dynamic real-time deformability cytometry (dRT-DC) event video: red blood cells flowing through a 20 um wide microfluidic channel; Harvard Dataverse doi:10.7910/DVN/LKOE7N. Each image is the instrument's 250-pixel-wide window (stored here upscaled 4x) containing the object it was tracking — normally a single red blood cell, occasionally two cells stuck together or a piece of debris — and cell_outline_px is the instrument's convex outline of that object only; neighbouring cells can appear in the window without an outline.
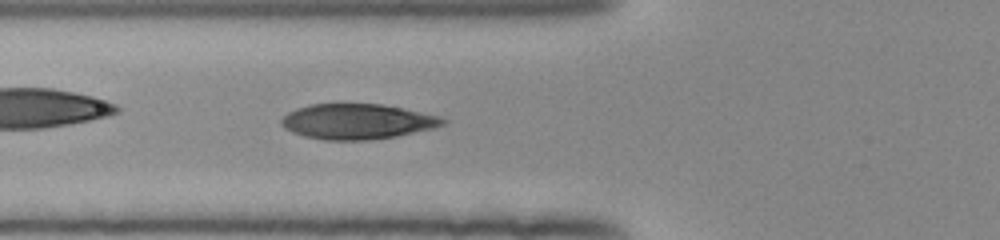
{"species": "human", "species_latin": "Homo sapiens", "temperature_condition": "room temperature", "stored_images_in_passage": 52, "camera_frame_rate_fps": 3000, "um_per_image_px": 0.085, "donor": {"sex": "female"}, "frame": {"image": 1, "passage_image": 20, "time_ms": 6.333, "image_size_px": [1000, 240], "cell_outline_px": [[448, 120], [444, 124], [432, 128], [396, 136], [368, 140], [324, 140], [304, 136], [292, 132], [284, 128], [280, 124], [280, 120], [288, 112], [296, 108], [312, 104], [380, 104], [440, 116]], "centroid_in_image_um": [30.32, 10.33], "position_along_channel_um": 95.5, "area_um2": 33.0}}
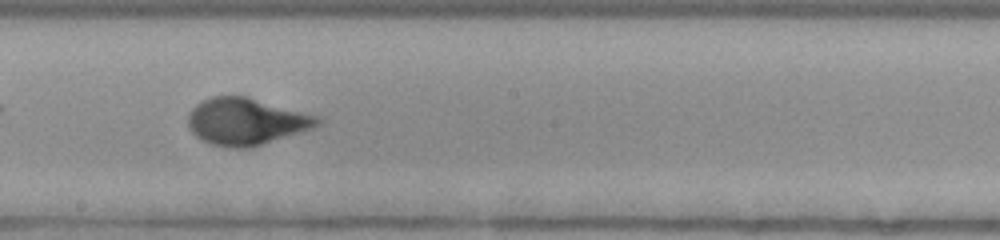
{"frame": {"image": 2, "passage_image": 30, "time_ms": 9.667, "image_size_px": [1000, 240], "cell_outline_px": [[324, 120], [320, 124], [312, 128], [248, 148], [236, 148], [212, 144], [200, 140], [192, 132], [188, 124], [188, 112], [196, 104], [212, 96], [248, 96], [320, 116]], "centroid_in_image_um": [20.92, 10.31], "position_along_channel_um": 227.3, "area_um2": 35.32}}
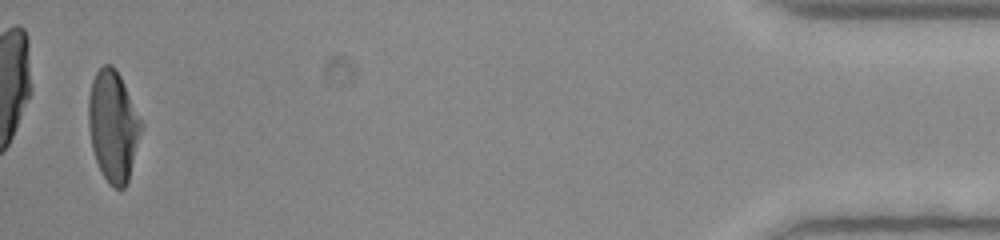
{"frame": {"image": 3, "passage_image": 51, "time_ms": 16.667, "image_size_px": [1000, 240], "cell_outline_px": [[144, 124], [128, 180], [124, 188], [112, 188], [100, 172], [92, 148], [88, 128], [88, 96], [92, 80], [96, 72], [104, 64], [112, 64], [120, 76]], "centroid_in_image_um": [9.61, 10.72], "position_along_channel_um": 425.6, "area_um2": 34.28}, "authors_computed_cell_mechanics": {"area_um2": 34.2176, "velocity_mm_per_s": 3.9578, "shape_relaxation_time_tau1_ms": 3.7338, "shape_relaxation_time_tau2_ms": null, "deformation_change_tau1": 0.221, "deformation_change_tau2": null}}